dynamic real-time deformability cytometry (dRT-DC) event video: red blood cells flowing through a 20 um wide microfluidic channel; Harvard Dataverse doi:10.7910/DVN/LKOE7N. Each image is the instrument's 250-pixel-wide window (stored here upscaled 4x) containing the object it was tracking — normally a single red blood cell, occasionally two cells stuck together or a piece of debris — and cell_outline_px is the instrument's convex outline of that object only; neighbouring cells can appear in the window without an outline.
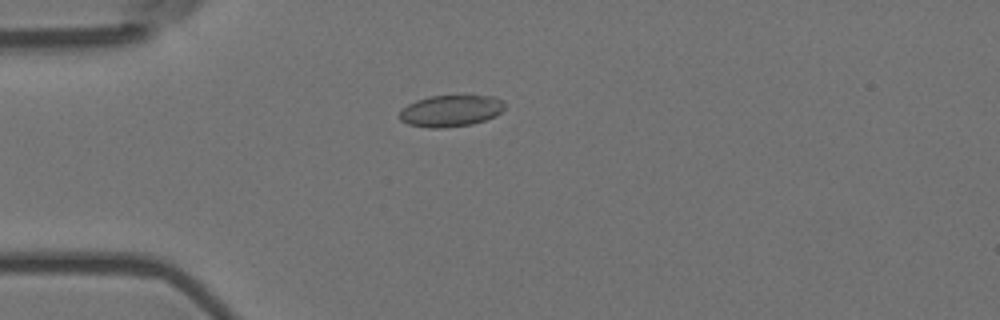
{"species": "Egyptian fruit bat (a non-hibernating species)", "species_latin": "Rousettus aegyptiacus", "temperature_condition": "room temperature", "stored_images_in_passage": 6, "camera_frame_rate_fps": 3000, "um_per_image_px": 0.085, "animal": {"sex": "female"}, "frame": {"image": 1, "passage_image": 1, "time_ms": 0.0, "image_size_px": [1000, 320], "cell_outline_px": [[504, 108], [496, 116], [472, 124], [444, 128], [428, 128], [408, 124], [400, 120], [400, 112], [408, 104], [416, 100], [428, 96], [492, 96], [500, 100], [504, 104]], "centroid_in_image_um": [38.29, 9.43], "position_along_channel_um": 46.7, "area_um2": 19.19}}
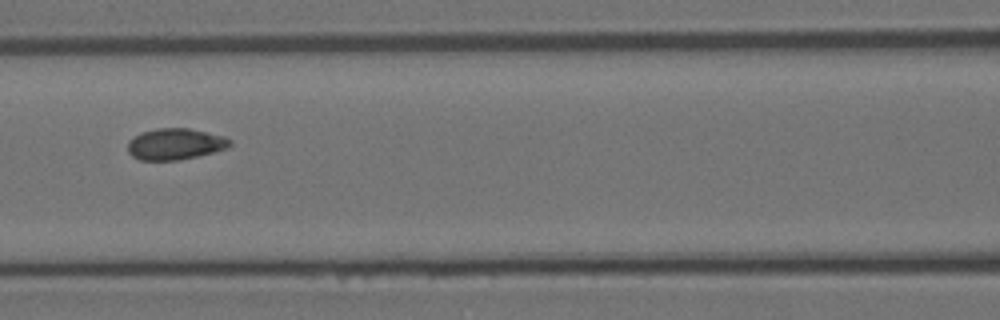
{"frame": {"image": 2, "passage_image": 4, "time_ms": 1.0, "image_size_px": [1000, 320], "cell_outline_px": [[232, 144], [228, 148], [196, 156], [176, 160], [140, 160], [132, 156], [128, 152], [128, 140], [132, 136], [140, 132], [156, 128], [188, 128], [224, 136], [232, 140]], "centroid_in_image_um": [14.86, 12.23], "position_along_channel_um": 151.7, "area_um2": 18.73}}
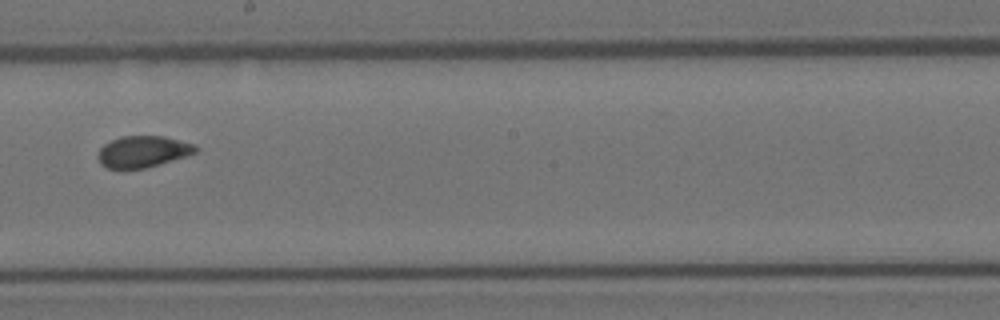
{"frame": {"image": 3, "passage_image": 6, "time_ms": 1.667, "image_size_px": [1000, 320], "cell_outline_px": [[200, 148], [196, 152], [188, 156], [160, 164], [144, 168], [120, 172], [108, 168], [100, 164], [96, 156], [100, 148], [104, 144], [120, 136], [164, 136], [196, 144]], "centroid_in_image_um": [12.13, 12.92], "position_along_channel_um": 236.1, "area_um2": 18.61}}